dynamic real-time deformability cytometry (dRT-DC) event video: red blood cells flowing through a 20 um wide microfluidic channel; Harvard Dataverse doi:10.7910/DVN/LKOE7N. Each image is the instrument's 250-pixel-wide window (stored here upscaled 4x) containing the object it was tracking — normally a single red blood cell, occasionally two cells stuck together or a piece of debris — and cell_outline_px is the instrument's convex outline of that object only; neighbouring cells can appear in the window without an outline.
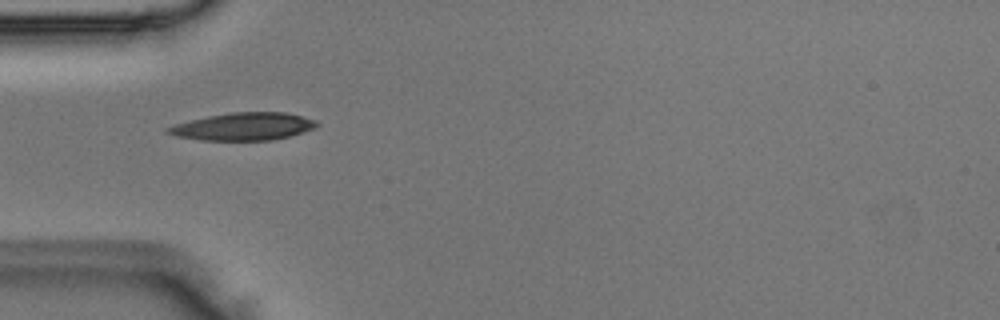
{"species": "Egyptian fruit bat (a non-hibernating species)", "species_latin": "Rousettus aegyptiacus", "temperature_condition": "room temperature", "stored_images_in_passage": 5, "camera_frame_rate_fps": 3000, "um_per_image_px": 0.085, "animal": {"sex": "male"}, "frame": {"image": 1, "passage_image": 5, "time_ms": 1.333, "image_size_px": [1000, 320], "cell_outline_px": [[320, 124], [316, 128], [288, 136], [272, 140], [200, 140], [176, 136], [164, 132], [164, 128], [176, 124], [208, 116], [232, 112], [284, 112], [316, 120]], "centroid_in_image_um": [20.68, 10.75], "position_along_channel_um": 64.3, "area_um2": 23.81}}